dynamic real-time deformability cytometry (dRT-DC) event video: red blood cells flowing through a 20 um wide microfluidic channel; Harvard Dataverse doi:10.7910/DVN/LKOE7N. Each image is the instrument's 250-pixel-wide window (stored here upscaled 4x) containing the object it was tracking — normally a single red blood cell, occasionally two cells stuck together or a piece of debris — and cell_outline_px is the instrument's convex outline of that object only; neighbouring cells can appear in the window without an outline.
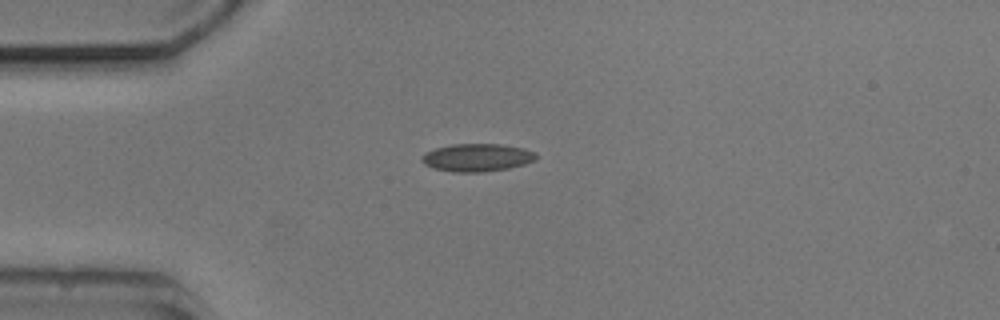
{"species": "common noctule bat (a hibernating species)", "species_latin": "Nyctalus noctula", "temperature_condition": "cold", "stored_images_in_passage": 41, "camera_frame_rate_fps": 3000, "um_per_image_px": 0.085, "animal": {"sex": "male", "body_mass_g": 20.5, "forearm_length_mm": 52.5}, "frame": {"image": 1, "passage_image": 1, "time_ms": 0.0, "image_size_px": [1000, 320], "cell_outline_px": [[536, 160], [524, 164], [508, 168], [484, 172], [452, 172], [432, 168], [424, 164], [420, 160], [420, 156], [424, 152], [436, 148], [452, 144], [500, 144], [524, 148], [536, 152]], "centroid_in_image_um": [40.51, 13.39], "position_along_channel_um": 44.5, "area_um2": 18.73}}
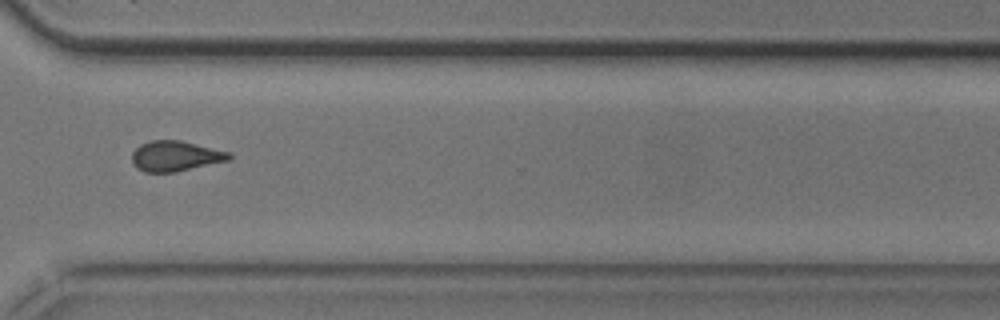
{"frame": {"image": 2, "passage_image": 27, "time_ms": 8.667, "image_size_px": [1000, 320], "cell_outline_px": [[232, 156], [228, 160], [176, 172], [144, 172], [136, 168], [132, 164], [132, 152], [140, 144], [152, 140], [180, 140], [228, 152]], "centroid_in_image_um": [14.85, 13.27], "position_along_channel_um": 355.8, "area_um2": 17.05}}
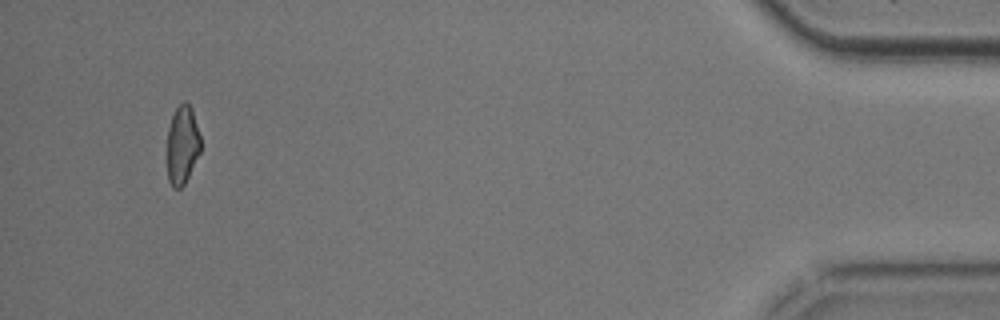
{"frame": {"image": 3, "passage_image": 38, "time_ms": 12.333, "image_size_px": [1000, 320], "cell_outline_px": [[200, 152], [184, 184], [180, 188], [172, 188], [168, 180], [168, 128], [172, 116], [176, 108], [184, 100], [192, 108], [200, 136]], "centroid_in_image_um": [15.5, 12.31], "position_along_channel_um": 419.7, "area_um2": 15.14}, "authors_computed_cell_mechanics": {"area_um2": 17.051, "velocity_mm_per_s": 3.7993, "shape_relaxation_time_tau1_ms": 8.3133, "shape_relaxation_time_tau2_ms": 3.4199, "deformation_change_tau1": 0.1261, "deformation_change_tau2": 0.0897}}